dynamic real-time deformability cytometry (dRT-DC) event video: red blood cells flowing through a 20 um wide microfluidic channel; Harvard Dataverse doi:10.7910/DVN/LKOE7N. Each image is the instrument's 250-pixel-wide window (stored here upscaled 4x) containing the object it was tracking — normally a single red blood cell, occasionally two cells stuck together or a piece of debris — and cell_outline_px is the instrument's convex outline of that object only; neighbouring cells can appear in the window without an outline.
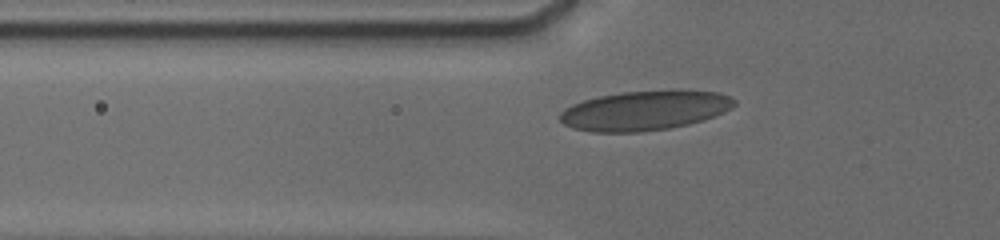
{"species": "human", "species_latin": "Homo sapiens", "temperature_condition": "cold", "stored_images_in_passage": 31, "camera_frame_rate_fps": 3000, "um_per_image_px": 0.085, "donor": {"sex": "male"}, "frame": {"image": 1, "passage_image": 2, "time_ms": 0.333, "image_size_px": [1000, 240], "cell_outline_px": [[736, 104], [732, 108], [716, 116], [704, 120], [688, 124], [668, 128], [640, 132], [592, 132], [572, 128], [564, 124], [556, 116], [564, 108], [572, 104], [584, 100], [600, 96], [620, 92], [676, 88], [680, 88], [720, 92], [732, 96], [736, 100]], "centroid_in_image_um": [54.85, 9.36], "position_along_channel_um": 70.9, "area_um2": 41.33}}
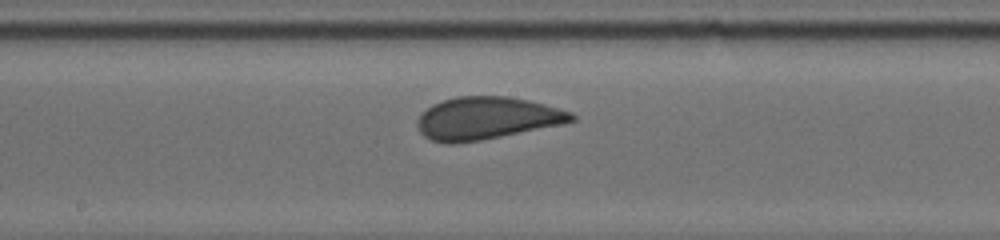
{"frame": {"image": 2, "passage_image": 14, "time_ms": 4.0, "image_size_px": [1000, 240], "cell_outline_px": [[576, 120], [564, 124], [480, 140], [456, 144], [444, 144], [432, 140], [424, 136], [420, 132], [416, 124], [416, 120], [432, 104], [456, 96], [508, 96], [528, 100], [560, 108], [572, 112], [576, 116]], "centroid_in_image_um": [41.38, 10.05], "position_along_channel_um": 206.8, "area_um2": 38.26}}
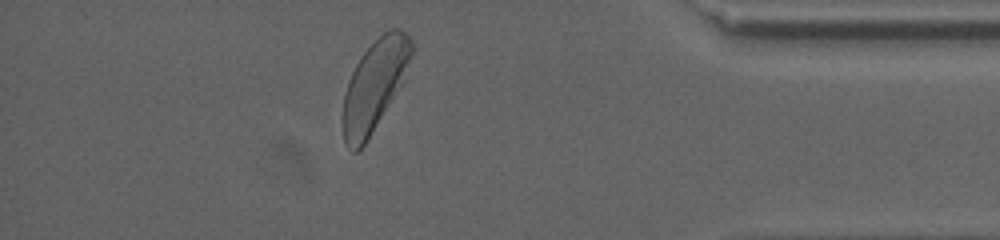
{"frame": {"image": 3, "passage_image": 25, "time_ms": 10.0, "image_size_px": [1000, 240], "cell_outline_px": [[412, 56], [404, 80], [364, 144], [356, 152], [352, 152], [344, 140], [344, 92], [348, 80], [360, 56], [384, 32], [392, 28], [400, 28], [412, 40]], "centroid_in_image_um": [31.85, 7.21], "position_along_channel_um": 403.3, "area_um2": 35.37}}